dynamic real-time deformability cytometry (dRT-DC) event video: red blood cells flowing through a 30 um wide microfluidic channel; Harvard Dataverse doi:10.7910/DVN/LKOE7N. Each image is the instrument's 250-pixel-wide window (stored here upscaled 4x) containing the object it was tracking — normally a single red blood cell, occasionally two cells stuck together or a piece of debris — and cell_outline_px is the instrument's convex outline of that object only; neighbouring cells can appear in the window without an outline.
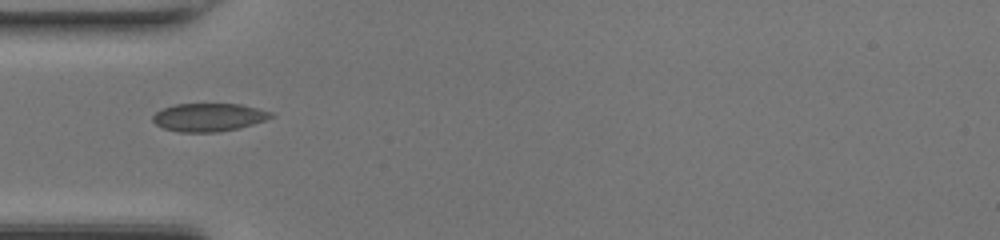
{"species": "common noctule bat (a hibernating species)", "species_latin": "Nyctalus noctula", "temperature_condition": "room temperature", "stored_images_in_passage": 33, "camera_frame_rate_fps": 3000, "um_per_image_px": 0.085, "animal": {"sex": "female", "body_mass_g": 17.0, "forearm_length_mm": 48.0}, "frame": {"image": 1, "passage_image": 1, "time_ms": 0.0, "image_size_px": [1000, 240], "cell_outline_px": [[276, 116], [240, 128], [220, 132], [180, 132], [164, 128], [156, 124], [152, 120], [152, 116], [156, 112], [164, 108], [176, 104], [240, 104], [272, 112]], "centroid_in_image_um": [17.75, 9.97], "position_along_channel_um": 67.2, "area_um2": 19.31}}
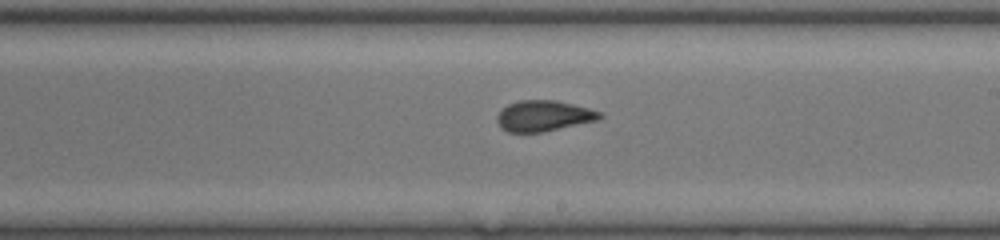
{"frame": {"image": 2, "passage_image": 13, "time_ms": 4.0, "image_size_px": [1000, 240], "cell_outline_px": [[604, 116], [600, 120], [544, 132], [508, 132], [500, 128], [496, 120], [496, 116], [508, 104], [520, 100], [556, 100], [588, 108], [600, 112]], "centroid_in_image_um": [46.22, 9.86], "position_along_channel_um": 242.8, "area_um2": 18.55}}
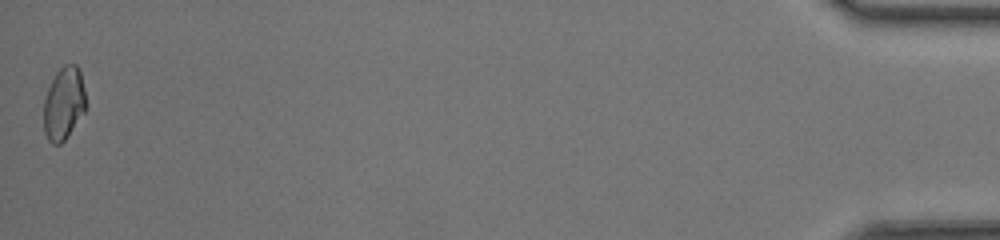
{"frame": {"image": 3, "passage_image": 33, "time_ms": 10.667, "image_size_px": [1000, 240], "cell_outline_px": [[84, 112], [64, 140], [60, 144], [52, 144], [48, 140], [44, 132], [44, 100], [48, 88], [56, 72], [64, 64], [76, 64], [80, 72], [84, 88]], "centroid_in_image_um": [5.4, 8.79], "position_along_channel_um": 429.8, "area_um2": 17.57}}